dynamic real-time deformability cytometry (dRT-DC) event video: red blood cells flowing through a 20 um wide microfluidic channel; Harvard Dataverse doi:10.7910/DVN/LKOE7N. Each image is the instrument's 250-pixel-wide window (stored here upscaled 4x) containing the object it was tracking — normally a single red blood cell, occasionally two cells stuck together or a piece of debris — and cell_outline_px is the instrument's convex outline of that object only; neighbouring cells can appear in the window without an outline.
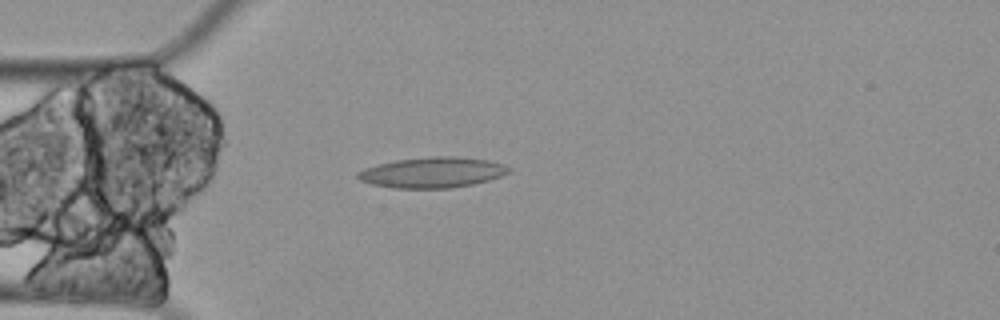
{"species": "Egyptian fruit bat (a non-hibernating species)", "species_latin": "Rousettus aegyptiacus", "temperature_condition": "cold", "stored_images_in_passage": 4, "camera_frame_rate_fps": 3000, "um_per_image_px": 0.085, "animal": {"sex": "female"}, "frame": {"image": 1, "passage_image": 4, "time_ms": 1.0, "image_size_px": [1000, 320], "cell_outline_px": [[512, 168], [508, 172], [500, 176], [488, 180], [472, 184], [452, 188], [392, 188], [372, 184], [360, 180], [356, 176], [356, 172], [364, 168], [376, 164], [396, 160], [428, 156], [460, 156], [488, 160], [504, 164]], "centroid_in_image_um": [36.73, 14.65], "position_along_channel_um": 48.3, "area_um2": 27.11}}